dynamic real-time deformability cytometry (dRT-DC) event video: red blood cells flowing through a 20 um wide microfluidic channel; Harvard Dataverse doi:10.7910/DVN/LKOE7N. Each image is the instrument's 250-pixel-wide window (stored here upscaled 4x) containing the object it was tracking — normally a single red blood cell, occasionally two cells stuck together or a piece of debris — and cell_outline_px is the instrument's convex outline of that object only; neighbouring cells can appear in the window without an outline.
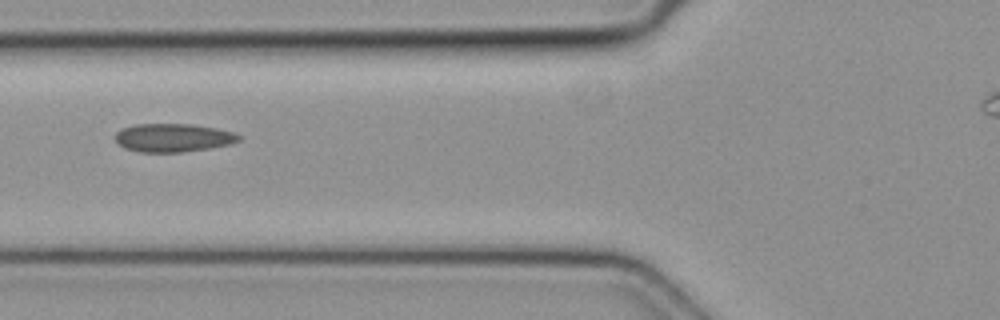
{"species": "common noctule bat (a hibernating species)", "species_latin": "Nyctalus noctula", "temperature_condition": "cold", "stored_images_in_passage": 4, "camera_frame_rate_fps": 3000, "um_per_image_px": 0.085, "animal": {"sex": "female", "body_mass_g": 19.3, "forearm_length_mm": 54.1}, "frame": {"image": 1, "passage_image": 3, "time_ms": 0.667, "image_size_px": [1000, 320], "cell_outline_px": [[244, 136], [240, 140], [228, 144], [208, 148], [180, 152], [140, 152], [124, 148], [116, 140], [116, 132], [120, 128], [136, 124], [192, 124], [216, 128], [236, 132]], "centroid_in_image_um": [14.74, 11.69], "position_along_channel_um": 111.1, "area_um2": 20.46}}
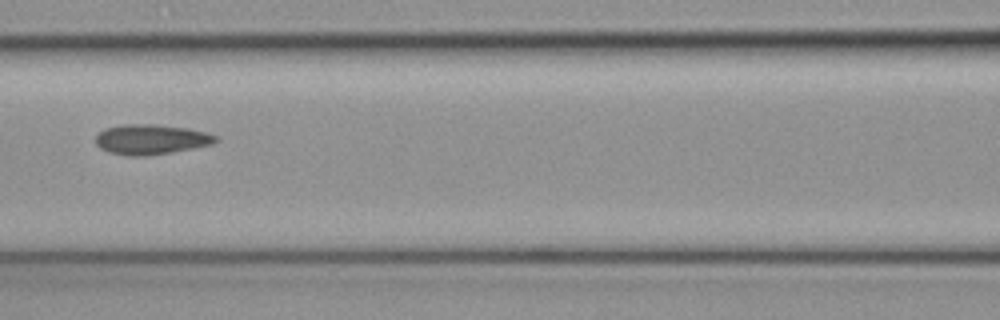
{"frame": {"image": 2, "passage_image": 4, "time_ms": 1.0, "image_size_px": [1000, 320], "cell_outline_px": [[220, 140], [212, 144], [172, 152], [148, 156], [128, 156], [108, 152], [100, 148], [96, 144], [96, 136], [104, 128], [128, 124], [152, 124], [188, 128], [204, 132], [216, 136]], "centroid_in_image_um": [12.82, 11.86], "position_along_channel_um": 153.8, "area_um2": 20.98}}